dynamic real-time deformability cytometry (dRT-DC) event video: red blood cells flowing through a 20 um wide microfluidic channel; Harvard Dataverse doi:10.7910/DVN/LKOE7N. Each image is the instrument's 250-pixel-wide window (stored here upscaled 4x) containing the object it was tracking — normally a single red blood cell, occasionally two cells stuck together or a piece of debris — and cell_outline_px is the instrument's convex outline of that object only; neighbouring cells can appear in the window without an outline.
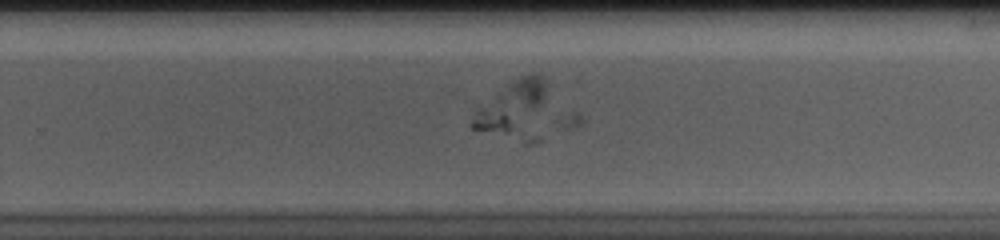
{"species": "human", "species_latin": "Homo sapiens", "temperature_condition": "cold", "stored_images_in_passage": 59, "camera_frame_rate_fps": 3000, "um_per_image_px": 0.085, "donor": {"sex": "male"}, "frame": {"image": 1, "passage_image": 43, "time_ms": 14.0, "image_size_px": [1000, 240], "cell_outline_px": [[544, 96], [540, 104], [508, 132], [504, 132], [472, 128], [468, 124], [476, 112], [480, 108], [512, 80], [520, 76], [532, 72], [540, 76], [544, 80]], "centroid_in_image_um": [43.39, 8.87], "position_along_channel_um": 286.4, "area_um2": 18.5}}